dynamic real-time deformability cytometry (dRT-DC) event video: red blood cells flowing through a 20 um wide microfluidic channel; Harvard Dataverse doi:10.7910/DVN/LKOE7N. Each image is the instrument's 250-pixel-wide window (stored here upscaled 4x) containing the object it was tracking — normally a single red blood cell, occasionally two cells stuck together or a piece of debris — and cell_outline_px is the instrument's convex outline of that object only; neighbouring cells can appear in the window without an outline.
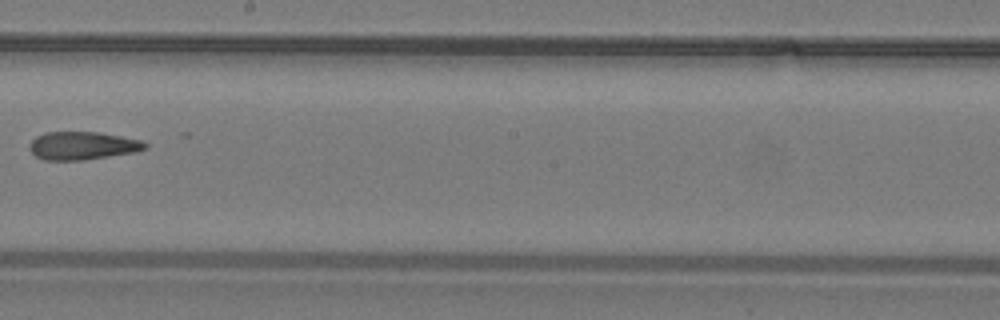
{"species": "common noctule bat (a hibernating species)", "species_latin": "Nyctalus noctula", "temperature_condition": "warm", "stored_images_in_passage": 37, "camera_frame_rate_fps": 3000, "um_per_image_px": 0.085, "animal": {"sex": "male", "body_mass_g": 19.2, "forearm_length_mm": 51.8}, "frame": {"image": 1, "passage_image": 22, "time_ms": 7.0, "image_size_px": [1000, 320], "cell_outline_px": [[148, 148], [132, 152], [84, 160], [44, 160], [36, 156], [32, 152], [28, 144], [36, 136], [48, 132], [100, 132], [140, 140], [148, 144]], "centroid_in_image_um": [6.99, 12.38], "position_along_channel_um": 241.2, "area_um2": 18.73}}